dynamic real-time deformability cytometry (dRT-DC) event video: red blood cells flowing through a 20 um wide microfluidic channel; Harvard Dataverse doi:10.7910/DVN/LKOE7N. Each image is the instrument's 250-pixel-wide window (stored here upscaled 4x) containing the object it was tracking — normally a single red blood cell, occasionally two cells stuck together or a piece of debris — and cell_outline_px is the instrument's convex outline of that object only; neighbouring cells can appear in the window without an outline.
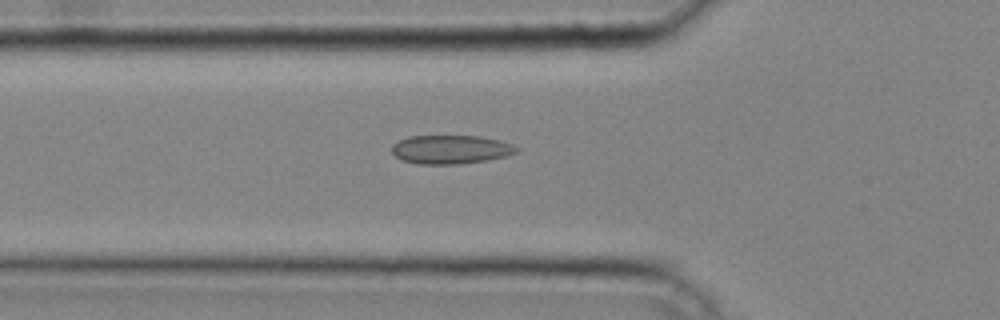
{"species": "common noctule bat (a hibernating species)", "species_latin": "Nyctalus noctula", "temperature_condition": "cold", "stored_images_in_passage": 26, "camera_frame_rate_fps": 3000, "um_per_image_px": 0.085, "animal": {"sex": "male", "body_mass_g": 20.4}, "frame": {"image": 1, "passage_image": 2, "time_ms": 0.333, "image_size_px": [1000, 320], "cell_outline_px": [[520, 152], [488, 160], [460, 164], [416, 164], [400, 160], [392, 152], [392, 144], [408, 136], [480, 136], [500, 140], [512, 144], [520, 148]], "centroid_in_image_um": [38.32, 12.71], "position_along_channel_um": 87.5, "area_um2": 21.1}}
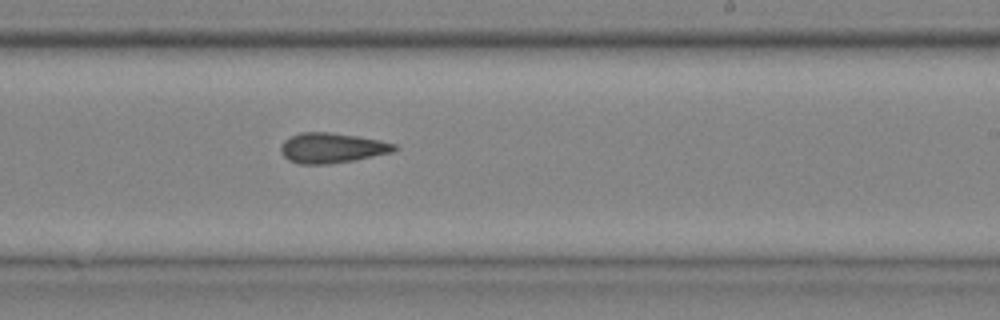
{"frame": {"image": 2, "passage_image": 13, "time_ms": 4.0, "image_size_px": [1000, 320], "cell_outline_px": [[400, 148], [392, 152], [352, 160], [328, 164], [300, 164], [288, 160], [280, 152], [280, 148], [284, 140], [300, 132], [328, 132], [356, 136], [380, 140], [396, 144]], "centroid_in_image_um": [28.2, 12.57], "position_along_channel_um": 260.8, "area_um2": 19.83}}
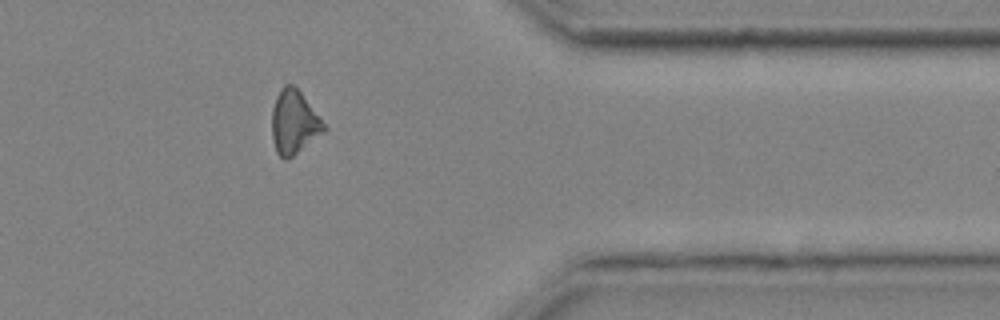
{"frame": {"image": 3, "passage_image": 22, "time_ms": 7.0, "image_size_px": [1000, 320], "cell_outline_px": [[328, 128], [324, 132], [292, 156], [284, 160], [276, 152], [272, 136], [272, 108], [276, 96], [284, 84], [292, 84], [300, 92]], "centroid_in_image_um": [24.97, 10.39], "position_along_channel_um": 386.4, "area_um2": 19.02}}